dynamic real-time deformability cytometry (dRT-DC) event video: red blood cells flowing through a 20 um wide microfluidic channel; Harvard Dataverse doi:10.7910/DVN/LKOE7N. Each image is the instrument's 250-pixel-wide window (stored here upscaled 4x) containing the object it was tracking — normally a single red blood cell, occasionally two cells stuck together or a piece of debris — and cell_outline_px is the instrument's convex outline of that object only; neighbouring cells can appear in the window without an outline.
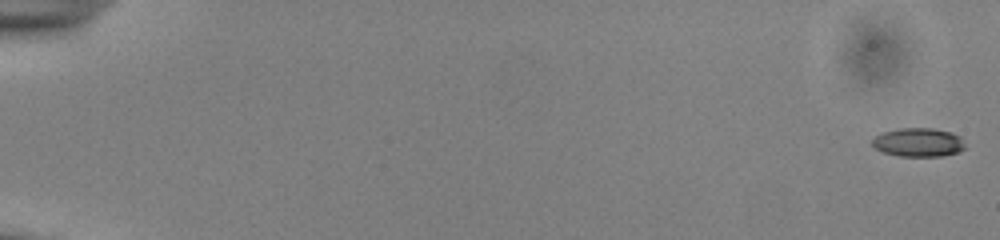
{"species": "common noctule bat (a hibernating species)", "species_latin": "Nyctalus noctula", "temperature_condition": "cold", "stored_images_in_passage": 55, "camera_frame_rate_fps": 3000, "um_per_image_px": 0.085, "animal": {"sex": "male", "body_mass_g": 13.0, "forearm_length_mm": 53.1}, "frame": {"image": 1, "passage_image": 1, "time_ms": 0.0, "image_size_px": [1000, 240], "cell_outline_px": [[968, 148], [956, 152], [940, 156], [900, 156], [884, 152], [876, 148], [872, 144], [872, 140], [876, 136], [884, 132], [900, 128], [932, 128], [952, 132], [960, 136]], "centroid_in_image_um": [78.11, 12.09], "position_along_channel_um": 6.9, "area_um2": 15.49}}
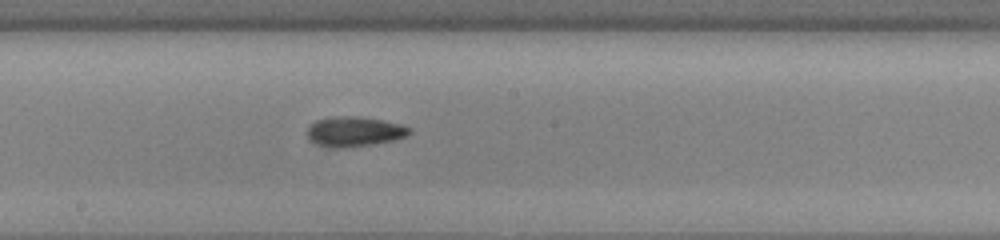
{"frame": {"image": 2, "passage_image": 32, "time_ms": 10.333, "image_size_px": [1000, 240], "cell_outline_px": [[412, 132], [408, 136], [392, 140], [344, 148], [336, 148], [316, 144], [308, 136], [308, 128], [316, 120], [336, 116], [356, 116], [384, 120], [400, 124], [412, 128]], "centroid_in_image_um": [30.16, 11.17], "position_along_channel_um": 218.0, "area_um2": 17.63}}
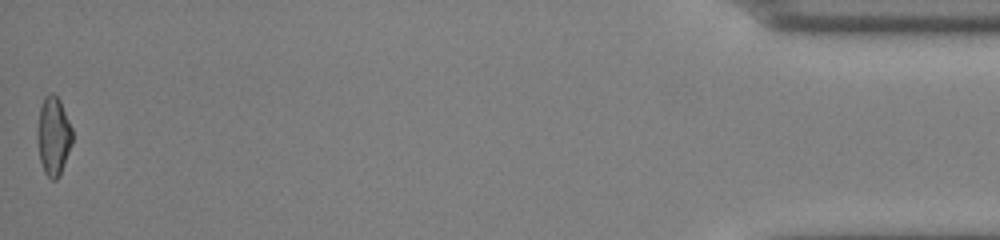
{"frame": {"image": 3, "passage_image": 55, "time_ms": 18.0, "image_size_px": [1000, 240], "cell_outline_px": [[72, 144], [60, 176], [56, 180], [52, 180], [44, 172], [40, 160], [36, 140], [36, 132], [40, 108], [44, 96], [52, 92], [60, 100], [72, 128]], "centroid_in_image_um": [4.53, 11.57], "position_along_channel_um": 430.7, "area_um2": 16.24}, "authors_computed_cell_mechanics": {"area_um2": 16.473, "velocity_mm_per_s": 3.8869, "shape_relaxation_time_tau1_ms": 5.9427, "shape_relaxation_time_tau2_ms": 6.5899, "deformation_change_tau1": 0.1627, "deformation_change_tau2": 0.16}}